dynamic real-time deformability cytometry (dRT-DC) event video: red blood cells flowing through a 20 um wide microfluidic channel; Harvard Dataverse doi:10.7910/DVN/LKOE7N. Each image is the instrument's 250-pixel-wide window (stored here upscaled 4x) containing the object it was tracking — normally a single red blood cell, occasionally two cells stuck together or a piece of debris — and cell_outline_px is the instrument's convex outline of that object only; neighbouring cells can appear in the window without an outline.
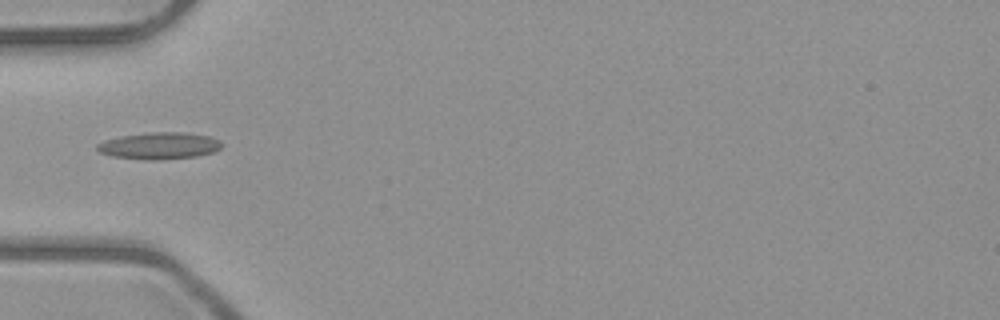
{"species": "common noctule bat (a hibernating species)", "species_latin": "Nyctalus noctula", "temperature_condition": "room temperature", "stored_images_in_passage": 6, "camera_frame_rate_fps": 3000, "um_per_image_px": 0.085, "animal": {"sex": "male", "body_mass_g": 23.1, "forearm_length_mm": 52.7}, "frame": {"image": 1, "passage_image": 5, "time_ms": 4.333, "image_size_px": [1000, 320], "cell_outline_px": [[224, 144], [220, 148], [212, 152], [196, 156], [156, 160], [144, 160], [112, 156], [100, 152], [96, 148], [96, 144], [104, 140], [120, 136], [152, 132], [184, 132], [208, 136]], "centroid_in_image_um": [13.5, 12.39], "position_along_channel_um": 71.5, "area_um2": 19.36}}
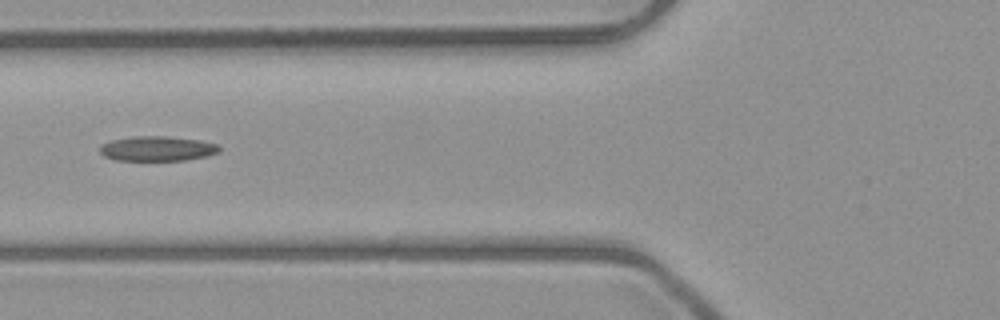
{"frame": {"image": 2, "passage_image": 6, "time_ms": 5.333, "image_size_px": [1000, 320], "cell_outline_px": [[220, 152], [208, 156], [184, 160], [116, 160], [104, 156], [100, 152], [100, 144], [112, 140], [132, 136], [164, 136], [200, 140], [216, 144], [220, 148]], "centroid_in_image_um": [13.36, 12.63], "position_along_channel_um": 112.4, "area_um2": 17.28}}